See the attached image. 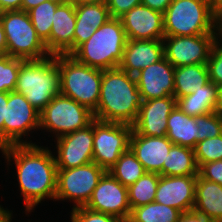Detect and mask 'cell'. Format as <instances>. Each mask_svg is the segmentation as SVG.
<instances>
[{
  "label": "cell",
  "mask_w": 222,
  "mask_h": 222,
  "mask_svg": "<svg viewBox=\"0 0 222 222\" xmlns=\"http://www.w3.org/2000/svg\"><path fill=\"white\" fill-rule=\"evenodd\" d=\"M177 222H215L207 213L201 212L195 208L190 211L181 212Z\"/></svg>",
  "instance_id": "ab89813d"
},
{
  "label": "cell",
  "mask_w": 222,
  "mask_h": 222,
  "mask_svg": "<svg viewBox=\"0 0 222 222\" xmlns=\"http://www.w3.org/2000/svg\"><path fill=\"white\" fill-rule=\"evenodd\" d=\"M97 30L94 26L86 24H75V33H74V51L83 43H85L92 34Z\"/></svg>",
  "instance_id": "f35d334b"
},
{
  "label": "cell",
  "mask_w": 222,
  "mask_h": 222,
  "mask_svg": "<svg viewBox=\"0 0 222 222\" xmlns=\"http://www.w3.org/2000/svg\"><path fill=\"white\" fill-rule=\"evenodd\" d=\"M198 175L194 149L173 144L163 163V176Z\"/></svg>",
  "instance_id": "484cf974"
},
{
  "label": "cell",
  "mask_w": 222,
  "mask_h": 222,
  "mask_svg": "<svg viewBox=\"0 0 222 222\" xmlns=\"http://www.w3.org/2000/svg\"><path fill=\"white\" fill-rule=\"evenodd\" d=\"M69 2H72L74 5H80V4H89V3H103L107 0H67Z\"/></svg>",
  "instance_id": "c3c4849f"
},
{
  "label": "cell",
  "mask_w": 222,
  "mask_h": 222,
  "mask_svg": "<svg viewBox=\"0 0 222 222\" xmlns=\"http://www.w3.org/2000/svg\"><path fill=\"white\" fill-rule=\"evenodd\" d=\"M12 214V211H9L8 209L6 210V208L4 209L0 205V222H11V218H13Z\"/></svg>",
  "instance_id": "7dc6e473"
},
{
  "label": "cell",
  "mask_w": 222,
  "mask_h": 222,
  "mask_svg": "<svg viewBox=\"0 0 222 222\" xmlns=\"http://www.w3.org/2000/svg\"><path fill=\"white\" fill-rule=\"evenodd\" d=\"M105 172L95 162L75 168L58 169L55 201L72 200V209L85 206Z\"/></svg>",
  "instance_id": "9c48e42d"
},
{
  "label": "cell",
  "mask_w": 222,
  "mask_h": 222,
  "mask_svg": "<svg viewBox=\"0 0 222 222\" xmlns=\"http://www.w3.org/2000/svg\"><path fill=\"white\" fill-rule=\"evenodd\" d=\"M173 143L166 137L139 135L132 129L129 148L137 160L150 173L163 175V163Z\"/></svg>",
  "instance_id": "ffe728a7"
},
{
  "label": "cell",
  "mask_w": 222,
  "mask_h": 222,
  "mask_svg": "<svg viewBox=\"0 0 222 222\" xmlns=\"http://www.w3.org/2000/svg\"><path fill=\"white\" fill-rule=\"evenodd\" d=\"M108 172L125 187L134 184L147 171L128 148Z\"/></svg>",
  "instance_id": "4316f807"
},
{
  "label": "cell",
  "mask_w": 222,
  "mask_h": 222,
  "mask_svg": "<svg viewBox=\"0 0 222 222\" xmlns=\"http://www.w3.org/2000/svg\"><path fill=\"white\" fill-rule=\"evenodd\" d=\"M64 0H48L37 7H34L28 11L31 19V23L36 30L37 35L45 42L50 37L52 29V20L54 19V13L56 8Z\"/></svg>",
  "instance_id": "f546056e"
},
{
  "label": "cell",
  "mask_w": 222,
  "mask_h": 222,
  "mask_svg": "<svg viewBox=\"0 0 222 222\" xmlns=\"http://www.w3.org/2000/svg\"><path fill=\"white\" fill-rule=\"evenodd\" d=\"M40 113L21 93L8 92L4 117V147L10 145L35 144L23 140L31 130L40 128Z\"/></svg>",
  "instance_id": "8fae6325"
},
{
  "label": "cell",
  "mask_w": 222,
  "mask_h": 222,
  "mask_svg": "<svg viewBox=\"0 0 222 222\" xmlns=\"http://www.w3.org/2000/svg\"><path fill=\"white\" fill-rule=\"evenodd\" d=\"M107 7L111 17L120 18L133 7L141 4V0H107Z\"/></svg>",
  "instance_id": "74e56055"
},
{
  "label": "cell",
  "mask_w": 222,
  "mask_h": 222,
  "mask_svg": "<svg viewBox=\"0 0 222 222\" xmlns=\"http://www.w3.org/2000/svg\"><path fill=\"white\" fill-rule=\"evenodd\" d=\"M8 101V92H0V149L4 148V117Z\"/></svg>",
  "instance_id": "60d3db41"
},
{
  "label": "cell",
  "mask_w": 222,
  "mask_h": 222,
  "mask_svg": "<svg viewBox=\"0 0 222 222\" xmlns=\"http://www.w3.org/2000/svg\"><path fill=\"white\" fill-rule=\"evenodd\" d=\"M206 65L209 81L220 89L222 87V43L214 41Z\"/></svg>",
  "instance_id": "e575fe53"
},
{
  "label": "cell",
  "mask_w": 222,
  "mask_h": 222,
  "mask_svg": "<svg viewBox=\"0 0 222 222\" xmlns=\"http://www.w3.org/2000/svg\"><path fill=\"white\" fill-rule=\"evenodd\" d=\"M57 64L60 72V94L94 112L99 102L103 70L80 63L67 54L57 55Z\"/></svg>",
  "instance_id": "5b68a950"
},
{
  "label": "cell",
  "mask_w": 222,
  "mask_h": 222,
  "mask_svg": "<svg viewBox=\"0 0 222 222\" xmlns=\"http://www.w3.org/2000/svg\"><path fill=\"white\" fill-rule=\"evenodd\" d=\"M127 37L120 18L111 17L72 54L77 61L98 69L119 67Z\"/></svg>",
  "instance_id": "3957f363"
},
{
  "label": "cell",
  "mask_w": 222,
  "mask_h": 222,
  "mask_svg": "<svg viewBox=\"0 0 222 222\" xmlns=\"http://www.w3.org/2000/svg\"><path fill=\"white\" fill-rule=\"evenodd\" d=\"M142 104L135 76L120 67L103 70L99 102L93 112L96 120L132 126Z\"/></svg>",
  "instance_id": "7a4b0ae2"
},
{
  "label": "cell",
  "mask_w": 222,
  "mask_h": 222,
  "mask_svg": "<svg viewBox=\"0 0 222 222\" xmlns=\"http://www.w3.org/2000/svg\"><path fill=\"white\" fill-rule=\"evenodd\" d=\"M70 219L71 222H121L115 216L96 212L84 206L72 209Z\"/></svg>",
  "instance_id": "d590c367"
},
{
  "label": "cell",
  "mask_w": 222,
  "mask_h": 222,
  "mask_svg": "<svg viewBox=\"0 0 222 222\" xmlns=\"http://www.w3.org/2000/svg\"><path fill=\"white\" fill-rule=\"evenodd\" d=\"M214 10V38L215 41L222 43V8H213ZM219 38V39H218Z\"/></svg>",
  "instance_id": "b9f144b4"
},
{
  "label": "cell",
  "mask_w": 222,
  "mask_h": 222,
  "mask_svg": "<svg viewBox=\"0 0 222 222\" xmlns=\"http://www.w3.org/2000/svg\"><path fill=\"white\" fill-rule=\"evenodd\" d=\"M93 122L56 139L58 169H69L93 162Z\"/></svg>",
  "instance_id": "5bb4252c"
},
{
  "label": "cell",
  "mask_w": 222,
  "mask_h": 222,
  "mask_svg": "<svg viewBox=\"0 0 222 222\" xmlns=\"http://www.w3.org/2000/svg\"><path fill=\"white\" fill-rule=\"evenodd\" d=\"M84 207L115 216L121 221L127 220L131 213L128 201V188L106 171Z\"/></svg>",
  "instance_id": "4fadbf2b"
},
{
  "label": "cell",
  "mask_w": 222,
  "mask_h": 222,
  "mask_svg": "<svg viewBox=\"0 0 222 222\" xmlns=\"http://www.w3.org/2000/svg\"><path fill=\"white\" fill-rule=\"evenodd\" d=\"M0 22L6 35L7 55L24 61L41 60L50 56L45 43L37 35L28 12H1Z\"/></svg>",
  "instance_id": "52a82bcc"
},
{
  "label": "cell",
  "mask_w": 222,
  "mask_h": 222,
  "mask_svg": "<svg viewBox=\"0 0 222 222\" xmlns=\"http://www.w3.org/2000/svg\"><path fill=\"white\" fill-rule=\"evenodd\" d=\"M163 57L164 45L162 39H127L119 67L128 74L135 76L142 69L160 61Z\"/></svg>",
  "instance_id": "44dd1931"
},
{
  "label": "cell",
  "mask_w": 222,
  "mask_h": 222,
  "mask_svg": "<svg viewBox=\"0 0 222 222\" xmlns=\"http://www.w3.org/2000/svg\"><path fill=\"white\" fill-rule=\"evenodd\" d=\"M175 107L174 96L143 101L132 129L139 135L166 136L168 117Z\"/></svg>",
  "instance_id": "9a60e30c"
},
{
  "label": "cell",
  "mask_w": 222,
  "mask_h": 222,
  "mask_svg": "<svg viewBox=\"0 0 222 222\" xmlns=\"http://www.w3.org/2000/svg\"><path fill=\"white\" fill-rule=\"evenodd\" d=\"M164 57L176 68L206 64L215 41L214 34L164 36Z\"/></svg>",
  "instance_id": "7c38bea8"
},
{
  "label": "cell",
  "mask_w": 222,
  "mask_h": 222,
  "mask_svg": "<svg viewBox=\"0 0 222 222\" xmlns=\"http://www.w3.org/2000/svg\"><path fill=\"white\" fill-rule=\"evenodd\" d=\"M76 23L99 28L111 18L106 2L75 5Z\"/></svg>",
  "instance_id": "4dcf8cb0"
},
{
  "label": "cell",
  "mask_w": 222,
  "mask_h": 222,
  "mask_svg": "<svg viewBox=\"0 0 222 222\" xmlns=\"http://www.w3.org/2000/svg\"><path fill=\"white\" fill-rule=\"evenodd\" d=\"M165 36L214 34L211 0H172L163 13Z\"/></svg>",
  "instance_id": "8992f818"
},
{
  "label": "cell",
  "mask_w": 222,
  "mask_h": 222,
  "mask_svg": "<svg viewBox=\"0 0 222 222\" xmlns=\"http://www.w3.org/2000/svg\"><path fill=\"white\" fill-rule=\"evenodd\" d=\"M172 0H141V4L153 10L164 13Z\"/></svg>",
  "instance_id": "7bdbcfd3"
},
{
  "label": "cell",
  "mask_w": 222,
  "mask_h": 222,
  "mask_svg": "<svg viewBox=\"0 0 222 222\" xmlns=\"http://www.w3.org/2000/svg\"><path fill=\"white\" fill-rule=\"evenodd\" d=\"M175 67L163 57L135 75L143 101L174 96Z\"/></svg>",
  "instance_id": "e0dca14e"
},
{
  "label": "cell",
  "mask_w": 222,
  "mask_h": 222,
  "mask_svg": "<svg viewBox=\"0 0 222 222\" xmlns=\"http://www.w3.org/2000/svg\"><path fill=\"white\" fill-rule=\"evenodd\" d=\"M120 19L129 40H155L165 36L163 13L142 4L133 7Z\"/></svg>",
  "instance_id": "2e32d148"
},
{
  "label": "cell",
  "mask_w": 222,
  "mask_h": 222,
  "mask_svg": "<svg viewBox=\"0 0 222 222\" xmlns=\"http://www.w3.org/2000/svg\"><path fill=\"white\" fill-rule=\"evenodd\" d=\"M176 105L192 117L218 111L220 110V89L209 81L189 95L178 98Z\"/></svg>",
  "instance_id": "7402d4cb"
},
{
  "label": "cell",
  "mask_w": 222,
  "mask_h": 222,
  "mask_svg": "<svg viewBox=\"0 0 222 222\" xmlns=\"http://www.w3.org/2000/svg\"><path fill=\"white\" fill-rule=\"evenodd\" d=\"M45 1L48 0H22L21 10L28 12L30 9L37 7Z\"/></svg>",
  "instance_id": "f6af8a7d"
},
{
  "label": "cell",
  "mask_w": 222,
  "mask_h": 222,
  "mask_svg": "<svg viewBox=\"0 0 222 222\" xmlns=\"http://www.w3.org/2000/svg\"><path fill=\"white\" fill-rule=\"evenodd\" d=\"M197 175H160L154 202H158L181 212L190 211L195 204Z\"/></svg>",
  "instance_id": "ac0fdd59"
},
{
  "label": "cell",
  "mask_w": 222,
  "mask_h": 222,
  "mask_svg": "<svg viewBox=\"0 0 222 222\" xmlns=\"http://www.w3.org/2000/svg\"><path fill=\"white\" fill-rule=\"evenodd\" d=\"M40 113L53 97L60 94V72L57 55L41 60H26L20 64L14 90Z\"/></svg>",
  "instance_id": "277c9868"
},
{
  "label": "cell",
  "mask_w": 222,
  "mask_h": 222,
  "mask_svg": "<svg viewBox=\"0 0 222 222\" xmlns=\"http://www.w3.org/2000/svg\"><path fill=\"white\" fill-rule=\"evenodd\" d=\"M22 0H0V13L21 10Z\"/></svg>",
  "instance_id": "ee69618b"
},
{
  "label": "cell",
  "mask_w": 222,
  "mask_h": 222,
  "mask_svg": "<svg viewBox=\"0 0 222 222\" xmlns=\"http://www.w3.org/2000/svg\"><path fill=\"white\" fill-rule=\"evenodd\" d=\"M53 16L50 37L44 42L45 46L50 55H71L74 52L75 5L64 0Z\"/></svg>",
  "instance_id": "d6986e66"
},
{
  "label": "cell",
  "mask_w": 222,
  "mask_h": 222,
  "mask_svg": "<svg viewBox=\"0 0 222 222\" xmlns=\"http://www.w3.org/2000/svg\"><path fill=\"white\" fill-rule=\"evenodd\" d=\"M195 117L187 115L177 105L168 117L166 137L173 143L194 149L198 143Z\"/></svg>",
  "instance_id": "603a6c76"
},
{
  "label": "cell",
  "mask_w": 222,
  "mask_h": 222,
  "mask_svg": "<svg viewBox=\"0 0 222 222\" xmlns=\"http://www.w3.org/2000/svg\"><path fill=\"white\" fill-rule=\"evenodd\" d=\"M193 208L207 213L215 222H222V186L197 175Z\"/></svg>",
  "instance_id": "cb8c5ba5"
},
{
  "label": "cell",
  "mask_w": 222,
  "mask_h": 222,
  "mask_svg": "<svg viewBox=\"0 0 222 222\" xmlns=\"http://www.w3.org/2000/svg\"><path fill=\"white\" fill-rule=\"evenodd\" d=\"M194 154L198 168L202 164L222 160V134L198 142L194 148Z\"/></svg>",
  "instance_id": "d6a6232c"
},
{
  "label": "cell",
  "mask_w": 222,
  "mask_h": 222,
  "mask_svg": "<svg viewBox=\"0 0 222 222\" xmlns=\"http://www.w3.org/2000/svg\"><path fill=\"white\" fill-rule=\"evenodd\" d=\"M160 175L146 172L134 184L128 187V201L131 210L138 206L154 202Z\"/></svg>",
  "instance_id": "f1b7e54d"
},
{
  "label": "cell",
  "mask_w": 222,
  "mask_h": 222,
  "mask_svg": "<svg viewBox=\"0 0 222 222\" xmlns=\"http://www.w3.org/2000/svg\"><path fill=\"white\" fill-rule=\"evenodd\" d=\"M39 116V129L53 132L55 139L85 128L95 120L89 108L61 94L53 97Z\"/></svg>",
  "instance_id": "ba28073f"
},
{
  "label": "cell",
  "mask_w": 222,
  "mask_h": 222,
  "mask_svg": "<svg viewBox=\"0 0 222 222\" xmlns=\"http://www.w3.org/2000/svg\"><path fill=\"white\" fill-rule=\"evenodd\" d=\"M93 130V162L108 171L129 148L132 126L95 119Z\"/></svg>",
  "instance_id": "30bf717a"
},
{
  "label": "cell",
  "mask_w": 222,
  "mask_h": 222,
  "mask_svg": "<svg viewBox=\"0 0 222 222\" xmlns=\"http://www.w3.org/2000/svg\"><path fill=\"white\" fill-rule=\"evenodd\" d=\"M10 165H16L17 181L24 197L26 213L44 199H54L57 187V165L54 154L37 144L10 145L0 149ZM12 158V159H11Z\"/></svg>",
  "instance_id": "6da1fadb"
},
{
  "label": "cell",
  "mask_w": 222,
  "mask_h": 222,
  "mask_svg": "<svg viewBox=\"0 0 222 222\" xmlns=\"http://www.w3.org/2000/svg\"><path fill=\"white\" fill-rule=\"evenodd\" d=\"M198 175L222 186V160L202 164L198 168Z\"/></svg>",
  "instance_id": "8d00e7d4"
},
{
  "label": "cell",
  "mask_w": 222,
  "mask_h": 222,
  "mask_svg": "<svg viewBox=\"0 0 222 222\" xmlns=\"http://www.w3.org/2000/svg\"><path fill=\"white\" fill-rule=\"evenodd\" d=\"M220 110L222 111V87L220 88Z\"/></svg>",
  "instance_id": "f907efd6"
},
{
  "label": "cell",
  "mask_w": 222,
  "mask_h": 222,
  "mask_svg": "<svg viewBox=\"0 0 222 222\" xmlns=\"http://www.w3.org/2000/svg\"><path fill=\"white\" fill-rule=\"evenodd\" d=\"M7 55V41L3 26L0 22V56Z\"/></svg>",
  "instance_id": "bcb514c9"
},
{
  "label": "cell",
  "mask_w": 222,
  "mask_h": 222,
  "mask_svg": "<svg viewBox=\"0 0 222 222\" xmlns=\"http://www.w3.org/2000/svg\"><path fill=\"white\" fill-rule=\"evenodd\" d=\"M213 8H222V0H211Z\"/></svg>",
  "instance_id": "681fc988"
},
{
  "label": "cell",
  "mask_w": 222,
  "mask_h": 222,
  "mask_svg": "<svg viewBox=\"0 0 222 222\" xmlns=\"http://www.w3.org/2000/svg\"><path fill=\"white\" fill-rule=\"evenodd\" d=\"M181 211L173 207L151 202L133 208L130 213L131 222H177Z\"/></svg>",
  "instance_id": "83f0119b"
},
{
  "label": "cell",
  "mask_w": 222,
  "mask_h": 222,
  "mask_svg": "<svg viewBox=\"0 0 222 222\" xmlns=\"http://www.w3.org/2000/svg\"><path fill=\"white\" fill-rule=\"evenodd\" d=\"M121 222H131V221H129V220L127 219V220H122Z\"/></svg>",
  "instance_id": "816d5d0a"
},
{
  "label": "cell",
  "mask_w": 222,
  "mask_h": 222,
  "mask_svg": "<svg viewBox=\"0 0 222 222\" xmlns=\"http://www.w3.org/2000/svg\"><path fill=\"white\" fill-rule=\"evenodd\" d=\"M23 61L9 55L0 56V92L15 90L20 64Z\"/></svg>",
  "instance_id": "1f68e13d"
},
{
  "label": "cell",
  "mask_w": 222,
  "mask_h": 222,
  "mask_svg": "<svg viewBox=\"0 0 222 222\" xmlns=\"http://www.w3.org/2000/svg\"><path fill=\"white\" fill-rule=\"evenodd\" d=\"M209 82L206 64L179 66L174 72V97L189 95Z\"/></svg>",
  "instance_id": "d4e9b609"
},
{
  "label": "cell",
  "mask_w": 222,
  "mask_h": 222,
  "mask_svg": "<svg viewBox=\"0 0 222 222\" xmlns=\"http://www.w3.org/2000/svg\"><path fill=\"white\" fill-rule=\"evenodd\" d=\"M198 126V142L222 134V111H214L195 117Z\"/></svg>",
  "instance_id": "836d02e7"
}]
</instances>
